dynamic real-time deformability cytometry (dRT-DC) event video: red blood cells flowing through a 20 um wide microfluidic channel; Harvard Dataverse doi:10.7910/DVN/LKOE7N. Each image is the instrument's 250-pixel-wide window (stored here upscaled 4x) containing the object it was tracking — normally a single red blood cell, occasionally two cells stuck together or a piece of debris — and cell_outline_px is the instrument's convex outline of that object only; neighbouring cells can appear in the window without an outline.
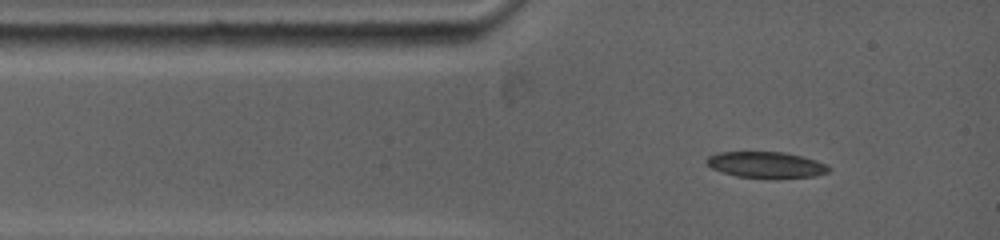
{"species": "common noctule bat (a hibernating species)", "species_latin": "Nyctalus noctula", "temperature_condition": "warm", "stored_images_in_passage": 2, "camera_frame_rate_fps": 5000, "um_per_image_px": 0.085, "animal": {"sex": "female", "body_mass_g": 19.0, "forearm_length_mm": 53.3}, "frame": {"image": 1, "passage_image": 1, "time_ms": 0.0, "image_size_px": [1000, 240], "cell_outline_px": [[832, 168], [828, 172], [816, 176], [776, 180], [736, 176], [712, 168], [704, 160], [708, 156], [720, 152], [784, 152], [816, 160]], "centroid_in_image_um": [65.15, 14.04], "position_along_channel_um": 19.8, "area_um2": 18.96}}